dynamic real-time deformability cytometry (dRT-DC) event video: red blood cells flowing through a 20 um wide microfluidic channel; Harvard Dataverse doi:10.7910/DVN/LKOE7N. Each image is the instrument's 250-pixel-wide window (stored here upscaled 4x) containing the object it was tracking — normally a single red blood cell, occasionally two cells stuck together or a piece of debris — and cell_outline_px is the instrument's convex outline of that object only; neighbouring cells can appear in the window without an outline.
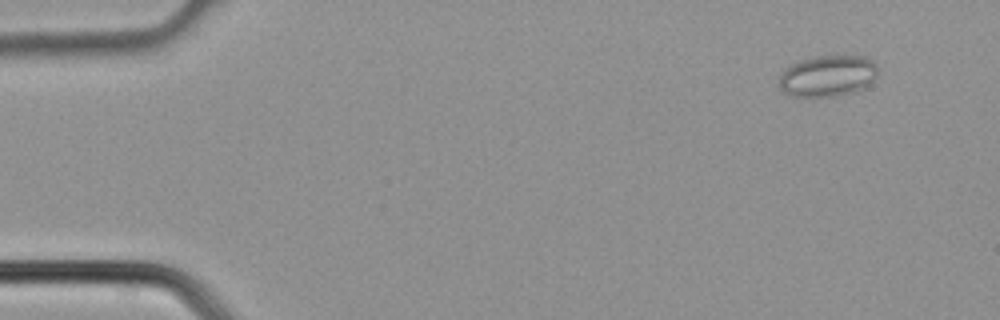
{"species": "common noctule bat (a hibernating species)", "species_latin": "Nyctalus noctula", "temperature_condition": "cold", "stored_images_in_passage": 3, "camera_frame_rate_fps": 3000, "um_per_image_px": 0.085, "animal": {"sex": "male", "body_mass_g": 21.5, "forearm_length_mm": 52.0}, "frame": {"image": 1, "passage_image": 3, "time_ms": 0.667, "image_size_px": [1000, 320], "cell_outline_px": [[876, 76], [864, 88], [852, 92], [832, 96], [788, 96], [780, 88], [780, 72], [784, 68], [800, 60], [816, 56], [868, 56], [876, 64]], "centroid_in_image_um": [70.33, 6.44], "position_along_channel_um": 14.7, "area_um2": 23.7}}